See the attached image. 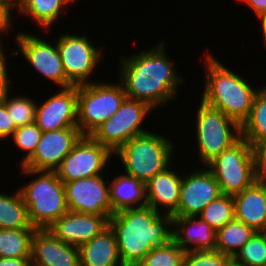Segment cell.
I'll list each match as a JSON object with an SVG mask.
<instances>
[{
	"mask_svg": "<svg viewBox=\"0 0 266 266\" xmlns=\"http://www.w3.org/2000/svg\"><path fill=\"white\" fill-rule=\"evenodd\" d=\"M201 169V170H200ZM183 173L179 205L172 217L198 216L213 200L222 195L220 186L212 173L203 166Z\"/></svg>",
	"mask_w": 266,
	"mask_h": 266,
	"instance_id": "obj_14",
	"label": "cell"
},
{
	"mask_svg": "<svg viewBox=\"0 0 266 266\" xmlns=\"http://www.w3.org/2000/svg\"><path fill=\"white\" fill-rule=\"evenodd\" d=\"M256 231L242 222L233 220L217 230L216 250L229 257H234Z\"/></svg>",
	"mask_w": 266,
	"mask_h": 266,
	"instance_id": "obj_27",
	"label": "cell"
},
{
	"mask_svg": "<svg viewBox=\"0 0 266 266\" xmlns=\"http://www.w3.org/2000/svg\"><path fill=\"white\" fill-rule=\"evenodd\" d=\"M104 179V175H98L64 183L69 211L111 217L114 211L110 200L109 179Z\"/></svg>",
	"mask_w": 266,
	"mask_h": 266,
	"instance_id": "obj_13",
	"label": "cell"
},
{
	"mask_svg": "<svg viewBox=\"0 0 266 266\" xmlns=\"http://www.w3.org/2000/svg\"><path fill=\"white\" fill-rule=\"evenodd\" d=\"M112 157L114 153L109 148L95 141L90 135H83L64 157L55 173L63 183L104 175L102 173L106 171L105 167H108Z\"/></svg>",
	"mask_w": 266,
	"mask_h": 266,
	"instance_id": "obj_12",
	"label": "cell"
},
{
	"mask_svg": "<svg viewBox=\"0 0 266 266\" xmlns=\"http://www.w3.org/2000/svg\"><path fill=\"white\" fill-rule=\"evenodd\" d=\"M224 266H245L244 264L238 262L233 257H231Z\"/></svg>",
	"mask_w": 266,
	"mask_h": 266,
	"instance_id": "obj_44",
	"label": "cell"
},
{
	"mask_svg": "<svg viewBox=\"0 0 266 266\" xmlns=\"http://www.w3.org/2000/svg\"><path fill=\"white\" fill-rule=\"evenodd\" d=\"M151 111L156 113L147 103L126 97L119 110L90 136L115 153L133 137L148 132L142 126Z\"/></svg>",
	"mask_w": 266,
	"mask_h": 266,
	"instance_id": "obj_9",
	"label": "cell"
},
{
	"mask_svg": "<svg viewBox=\"0 0 266 266\" xmlns=\"http://www.w3.org/2000/svg\"><path fill=\"white\" fill-rule=\"evenodd\" d=\"M42 130L34 122L29 125L17 127L10 137L15 147L20 149L19 151L26 152L23 155L20 165L22 166L35 152L37 144L40 141Z\"/></svg>",
	"mask_w": 266,
	"mask_h": 266,
	"instance_id": "obj_33",
	"label": "cell"
},
{
	"mask_svg": "<svg viewBox=\"0 0 266 266\" xmlns=\"http://www.w3.org/2000/svg\"><path fill=\"white\" fill-rule=\"evenodd\" d=\"M35 123L43 131L77 127V86L60 88L36 103Z\"/></svg>",
	"mask_w": 266,
	"mask_h": 266,
	"instance_id": "obj_16",
	"label": "cell"
},
{
	"mask_svg": "<svg viewBox=\"0 0 266 266\" xmlns=\"http://www.w3.org/2000/svg\"><path fill=\"white\" fill-rule=\"evenodd\" d=\"M0 2L5 3L14 11L19 7L20 4V0H0Z\"/></svg>",
	"mask_w": 266,
	"mask_h": 266,
	"instance_id": "obj_43",
	"label": "cell"
},
{
	"mask_svg": "<svg viewBox=\"0 0 266 266\" xmlns=\"http://www.w3.org/2000/svg\"><path fill=\"white\" fill-rule=\"evenodd\" d=\"M17 127L3 102H0V141L7 140Z\"/></svg>",
	"mask_w": 266,
	"mask_h": 266,
	"instance_id": "obj_36",
	"label": "cell"
},
{
	"mask_svg": "<svg viewBox=\"0 0 266 266\" xmlns=\"http://www.w3.org/2000/svg\"><path fill=\"white\" fill-rule=\"evenodd\" d=\"M126 98L120 81L95 82L77 86V127L90 135L99 125L111 118Z\"/></svg>",
	"mask_w": 266,
	"mask_h": 266,
	"instance_id": "obj_6",
	"label": "cell"
},
{
	"mask_svg": "<svg viewBox=\"0 0 266 266\" xmlns=\"http://www.w3.org/2000/svg\"><path fill=\"white\" fill-rule=\"evenodd\" d=\"M71 4L70 0H20L15 11L20 13L19 16L26 15L27 19L30 18L36 23L34 26H39L42 31H50L54 23L60 20L63 10Z\"/></svg>",
	"mask_w": 266,
	"mask_h": 266,
	"instance_id": "obj_24",
	"label": "cell"
},
{
	"mask_svg": "<svg viewBox=\"0 0 266 266\" xmlns=\"http://www.w3.org/2000/svg\"><path fill=\"white\" fill-rule=\"evenodd\" d=\"M13 119L16 127L29 125L35 122L36 101L28 95L9 94L2 101Z\"/></svg>",
	"mask_w": 266,
	"mask_h": 266,
	"instance_id": "obj_30",
	"label": "cell"
},
{
	"mask_svg": "<svg viewBox=\"0 0 266 266\" xmlns=\"http://www.w3.org/2000/svg\"><path fill=\"white\" fill-rule=\"evenodd\" d=\"M185 251L173 240L154 247L137 266H184Z\"/></svg>",
	"mask_w": 266,
	"mask_h": 266,
	"instance_id": "obj_31",
	"label": "cell"
},
{
	"mask_svg": "<svg viewBox=\"0 0 266 266\" xmlns=\"http://www.w3.org/2000/svg\"><path fill=\"white\" fill-rule=\"evenodd\" d=\"M261 87L255 95L248 119L241 126V137L248 142L266 139V83Z\"/></svg>",
	"mask_w": 266,
	"mask_h": 266,
	"instance_id": "obj_28",
	"label": "cell"
},
{
	"mask_svg": "<svg viewBox=\"0 0 266 266\" xmlns=\"http://www.w3.org/2000/svg\"><path fill=\"white\" fill-rule=\"evenodd\" d=\"M4 45H0V102L3 101L10 94V90L12 89V83L9 75V66L7 65L9 62L7 61L8 57L6 54V49L3 48ZM11 85V86H10Z\"/></svg>",
	"mask_w": 266,
	"mask_h": 266,
	"instance_id": "obj_35",
	"label": "cell"
},
{
	"mask_svg": "<svg viewBox=\"0 0 266 266\" xmlns=\"http://www.w3.org/2000/svg\"><path fill=\"white\" fill-rule=\"evenodd\" d=\"M217 231L198 216L173 217L172 240L185 252L216 250Z\"/></svg>",
	"mask_w": 266,
	"mask_h": 266,
	"instance_id": "obj_19",
	"label": "cell"
},
{
	"mask_svg": "<svg viewBox=\"0 0 266 266\" xmlns=\"http://www.w3.org/2000/svg\"><path fill=\"white\" fill-rule=\"evenodd\" d=\"M216 231L235 220V204L232 195L222 194L210 202L198 215Z\"/></svg>",
	"mask_w": 266,
	"mask_h": 266,
	"instance_id": "obj_29",
	"label": "cell"
},
{
	"mask_svg": "<svg viewBox=\"0 0 266 266\" xmlns=\"http://www.w3.org/2000/svg\"><path fill=\"white\" fill-rule=\"evenodd\" d=\"M249 144L252 147L256 172L266 170V139L259 142H249Z\"/></svg>",
	"mask_w": 266,
	"mask_h": 266,
	"instance_id": "obj_38",
	"label": "cell"
},
{
	"mask_svg": "<svg viewBox=\"0 0 266 266\" xmlns=\"http://www.w3.org/2000/svg\"><path fill=\"white\" fill-rule=\"evenodd\" d=\"M14 42L18 48L14 52H9L10 55L13 57L21 54V57L35 70L34 74L38 72L59 89L73 86L66 79L56 40L55 43L50 42L45 40V37L39 38V35L34 36L20 31L16 34Z\"/></svg>",
	"mask_w": 266,
	"mask_h": 266,
	"instance_id": "obj_11",
	"label": "cell"
},
{
	"mask_svg": "<svg viewBox=\"0 0 266 266\" xmlns=\"http://www.w3.org/2000/svg\"><path fill=\"white\" fill-rule=\"evenodd\" d=\"M233 258L245 266H266V232H256Z\"/></svg>",
	"mask_w": 266,
	"mask_h": 266,
	"instance_id": "obj_32",
	"label": "cell"
},
{
	"mask_svg": "<svg viewBox=\"0 0 266 266\" xmlns=\"http://www.w3.org/2000/svg\"><path fill=\"white\" fill-rule=\"evenodd\" d=\"M233 200L235 220L256 232H266V196L256 181L249 188L233 195Z\"/></svg>",
	"mask_w": 266,
	"mask_h": 266,
	"instance_id": "obj_21",
	"label": "cell"
},
{
	"mask_svg": "<svg viewBox=\"0 0 266 266\" xmlns=\"http://www.w3.org/2000/svg\"><path fill=\"white\" fill-rule=\"evenodd\" d=\"M257 19L260 20V26H261V31L263 35V43L265 44L264 47L266 46V11L262 12L259 16L256 17Z\"/></svg>",
	"mask_w": 266,
	"mask_h": 266,
	"instance_id": "obj_41",
	"label": "cell"
},
{
	"mask_svg": "<svg viewBox=\"0 0 266 266\" xmlns=\"http://www.w3.org/2000/svg\"><path fill=\"white\" fill-rule=\"evenodd\" d=\"M32 266H80L79 248L56 238L48 229H36L32 238Z\"/></svg>",
	"mask_w": 266,
	"mask_h": 266,
	"instance_id": "obj_18",
	"label": "cell"
},
{
	"mask_svg": "<svg viewBox=\"0 0 266 266\" xmlns=\"http://www.w3.org/2000/svg\"><path fill=\"white\" fill-rule=\"evenodd\" d=\"M121 173L109 182L113 211L147 206L145 183Z\"/></svg>",
	"mask_w": 266,
	"mask_h": 266,
	"instance_id": "obj_23",
	"label": "cell"
},
{
	"mask_svg": "<svg viewBox=\"0 0 266 266\" xmlns=\"http://www.w3.org/2000/svg\"><path fill=\"white\" fill-rule=\"evenodd\" d=\"M80 266H123L117 239L110 226L79 247Z\"/></svg>",
	"mask_w": 266,
	"mask_h": 266,
	"instance_id": "obj_22",
	"label": "cell"
},
{
	"mask_svg": "<svg viewBox=\"0 0 266 266\" xmlns=\"http://www.w3.org/2000/svg\"><path fill=\"white\" fill-rule=\"evenodd\" d=\"M20 168L23 176H34L31 181L18 187L28 210L29 221L35 229H48L69 211L64 183L55 172Z\"/></svg>",
	"mask_w": 266,
	"mask_h": 266,
	"instance_id": "obj_5",
	"label": "cell"
},
{
	"mask_svg": "<svg viewBox=\"0 0 266 266\" xmlns=\"http://www.w3.org/2000/svg\"><path fill=\"white\" fill-rule=\"evenodd\" d=\"M87 36L61 32L57 39H54L57 42L66 79L73 86L94 82L90 77L95 73V69L99 68L98 65L103 59L101 47H97Z\"/></svg>",
	"mask_w": 266,
	"mask_h": 266,
	"instance_id": "obj_10",
	"label": "cell"
},
{
	"mask_svg": "<svg viewBox=\"0 0 266 266\" xmlns=\"http://www.w3.org/2000/svg\"><path fill=\"white\" fill-rule=\"evenodd\" d=\"M82 136L78 127L42 132L35 152L21 167L34 171L55 172Z\"/></svg>",
	"mask_w": 266,
	"mask_h": 266,
	"instance_id": "obj_15",
	"label": "cell"
},
{
	"mask_svg": "<svg viewBox=\"0 0 266 266\" xmlns=\"http://www.w3.org/2000/svg\"><path fill=\"white\" fill-rule=\"evenodd\" d=\"M11 194L0 191V229L34 228L19 189Z\"/></svg>",
	"mask_w": 266,
	"mask_h": 266,
	"instance_id": "obj_25",
	"label": "cell"
},
{
	"mask_svg": "<svg viewBox=\"0 0 266 266\" xmlns=\"http://www.w3.org/2000/svg\"><path fill=\"white\" fill-rule=\"evenodd\" d=\"M0 266H32L31 258H0Z\"/></svg>",
	"mask_w": 266,
	"mask_h": 266,
	"instance_id": "obj_40",
	"label": "cell"
},
{
	"mask_svg": "<svg viewBox=\"0 0 266 266\" xmlns=\"http://www.w3.org/2000/svg\"><path fill=\"white\" fill-rule=\"evenodd\" d=\"M156 133L148 130L133 137L114 153L123 164L125 174L145 184L173 163L177 151L169 136Z\"/></svg>",
	"mask_w": 266,
	"mask_h": 266,
	"instance_id": "obj_4",
	"label": "cell"
},
{
	"mask_svg": "<svg viewBox=\"0 0 266 266\" xmlns=\"http://www.w3.org/2000/svg\"><path fill=\"white\" fill-rule=\"evenodd\" d=\"M165 42L163 39L146 51L140 50L119 59L118 80L126 97L143 101L154 110L176 101L180 86L186 82L168 57Z\"/></svg>",
	"mask_w": 266,
	"mask_h": 266,
	"instance_id": "obj_1",
	"label": "cell"
},
{
	"mask_svg": "<svg viewBox=\"0 0 266 266\" xmlns=\"http://www.w3.org/2000/svg\"><path fill=\"white\" fill-rule=\"evenodd\" d=\"M171 167L172 164L145 184L147 206L161 214L173 215L179 205L183 174Z\"/></svg>",
	"mask_w": 266,
	"mask_h": 266,
	"instance_id": "obj_20",
	"label": "cell"
},
{
	"mask_svg": "<svg viewBox=\"0 0 266 266\" xmlns=\"http://www.w3.org/2000/svg\"><path fill=\"white\" fill-rule=\"evenodd\" d=\"M217 180L222 194L235 195L256 181L252 147L240 138L205 166Z\"/></svg>",
	"mask_w": 266,
	"mask_h": 266,
	"instance_id": "obj_8",
	"label": "cell"
},
{
	"mask_svg": "<svg viewBox=\"0 0 266 266\" xmlns=\"http://www.w3.org/2000/svg\"><path fill=\"white\" fill-rule=\"evenodd\" d=\"M203 56L205 82L201 101L211 108L220 110L242 126L250 115L260 86L254 87L242 74L235 72L237 70H230L213 54L205 52Z\"/></svg>",
	"mask_w": 266,
	"mask_h": 266,
	"instance_id": "obj_3",
	"label": "cell"
},
{
	"mask_svg": "<svg viewBox=\"0 0 266 266\" xmlns=\"http://www.w3.org/2000/svg\"><path fill=\"white\" fill-rule=\"evenodd\" d=\"M14 13L15 12L9 6H7L5 3L0 2V45H4L2 43V35L6 36V34L12 30L11 28H15L13 27L15 23L13 21H15L14 17L17 16H13Z\"/></svg>",
	"mask_w": 266,
	"mask_h": 266,
	"instance_id": "obj_37",
	"label": "cell"
},
{
	"mask_svg": "<svg viewBox=\"0 0 266 266\" xmlns=\"http://www.w3.org/2000/svg\"><path fill=\"white\" fill-rule=\"evenodd\" d=\"M239 2L248 6L256 16L266 11V0H239Z\"/></svg>",
	"mask_w": 266,
	"mask_h": 266,
	"instance_id": "obj_39",
	"label": "cell"
},
{
	"mask_svg": "<svg viewBox=\"0 0 266 266\" xmlns=\"http://www.w3.org/2000/svg\"><path fill=\"white\" fill-rule=\"evenodd\" d=\"M109 215L82 214L68 211L48 230L66 244L80 247L109 227Z\"/></svg>",
	"mask_w": 266,
	"mask_h": 266,
	"instance_id": "obj_17",
	"label": "cell"
},
{
	"mask_svg": "<svg viewBox=\"0 0 266 266\" xmlns=\"http://www.w3.org/2000/svg\"><path fill=\"white\" fill-rule=\"evenodd\" d=\"M256 182L263 189L264 194L266 196V170L256 172Z\"/></svg>",
	"mask_w": 266,
	"mask_h": 266,
	"instance_id": "obj_42",
	"label": "cell"
},
{
	"mask_svg": "<svg viewBox=\"0 0 266 266\" xmlns=\"http://www.w3.org/2000/svg\"><path fill=\"white\" fill-rule=\"evenodd\" d=\"M172 215L150 206L127 208L109 218L123 266H137L154 248L172 240Z\"/></svg>",
	"mask_w": 266,
	"mask_h": 266,
	"instance_id": "obj_2",
	"label": "cell"
},
{
	"mask_svg": "<svg viewBox=\"0 0 266 266\" xmlns=\"http://www.w3.org/2000/svg\"><path fill=\"white\" fill-rule=\"evenodd\" d=\"M230 258L217 250L188 251L184 255V266H224Z\"/></svg>",
	"mask_w": 266,
	"mask_h": 266,
	"instance_id": "obj_34",
	"label": "cell"
},
{
	"mask_svg": "<svg viewBox=\"0 0 266 266\" xmlns=\"http://www.w3.org/2000/svg\"><path fill=\"white\" fill-rule=\"evenodd\" d=\"M35 230L0 229V258H31Z\"/></svg>",
	"mask_w": 266,
	"mask_h": 266,
	"instance_id": "obj_26",
	"label": "cell"
},
{
	"mask_svg": "<svg viewBox=\"0 0 266 266\" xmlns=\"http://www.w3.org/2000/svg\"><path fill=\"white\" fill-rule=\"evenodd\" d=\"M199 104L195 112L194 137L199 158L197 162H201L203 167L241 138V126L201 100Z\"/></svg>",
	"mask_w": 266,
	"mask_h": 266,
	"instance_id": "obj_7",
	"label": "cell"
},
{
	"mask_svg": "<svg viewBox=\"0 0 266 266\" xmlns=\"http://www.w3.org/2000/svg\"><path fill=\"white\" fill-rule=\"evenodd\" d=\"M76 1L78 2V0H70V2L72 3V5L75 4Z\"/></svg>",
	"mask_w": 266,
	"mask_h": 266,
	"instance_id": "obj_45",
	"label": "cell"
}]
</instances>
